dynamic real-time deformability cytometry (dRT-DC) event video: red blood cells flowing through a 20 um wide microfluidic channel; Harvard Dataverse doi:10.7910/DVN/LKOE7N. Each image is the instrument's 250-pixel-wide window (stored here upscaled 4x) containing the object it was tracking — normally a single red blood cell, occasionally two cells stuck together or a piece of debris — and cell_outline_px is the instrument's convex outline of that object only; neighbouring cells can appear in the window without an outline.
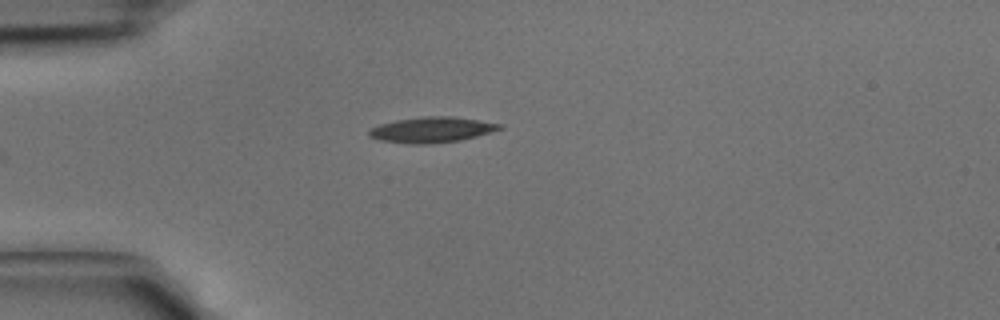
{"species": "common noctule bat (a hibernating species)", "species_latin": "Nyctalus noctula", "temperature_condition": "cold", "stored_images_in_passage": 24, "camera_frame_rate_fps": 3000, "um_per_image_px": 0.085, "animal": {"sex": "male", "body_mass_g": 15.6}, "frame": {"image": 1, "passage_image": 1, "time_ms": 0.0, "image_size_px": [1000, 320], "cell_outline_px": [[504, 128], [492, 132], [460, 140], [432, 144], [408, 144], [380, 140], [368, 136], [368, 128], [380, 124], [396, 120], [424, 116], [452, 116], [504, 124]], "centroid_in_image_um": [36.69, 11.03], "position_along_channel_um": 48.3, "area_um2": 19.65}}
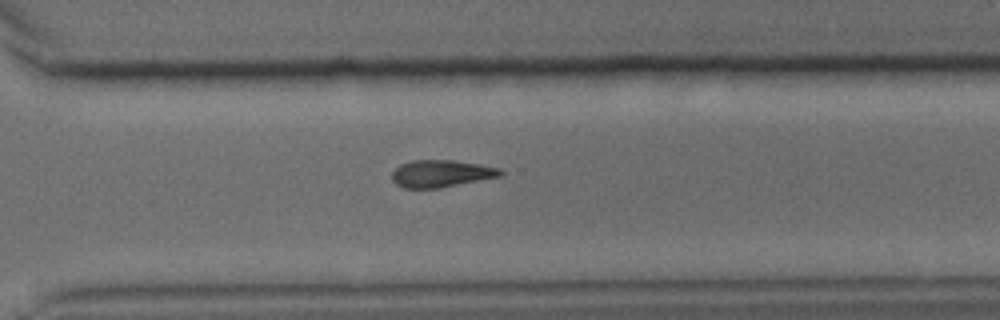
{"frame": {"image": 2, "passage_image": 20, "time_ms": 6.333, "image_size_px": [1000, 320], "cell_outline_px": [[504, 172], [500, 176], [440, 188], [404, 188], [396, 184], [392, 180], [392, 172], [400, 164], [412, 160], [452, 160], [500, 168]], "centroid_in_image_um": [37.46, 14.75], "position_along_channel_um": 333.1, "area_um2": 17.05}}
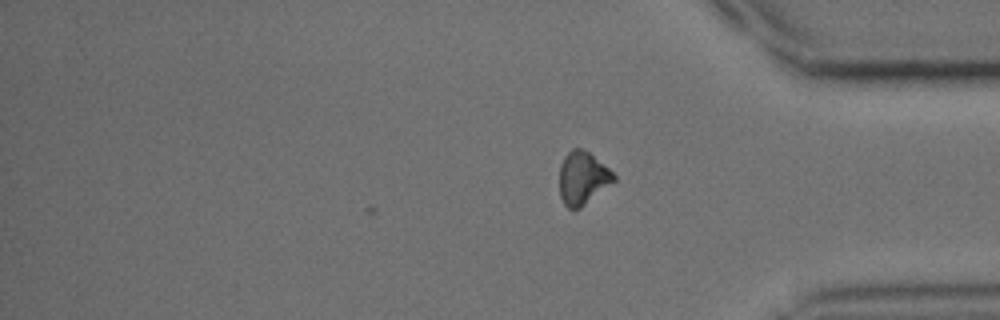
{"frame": {"image": 3, "passage_image": 24, "time_ms": 7.667, "image_size_px": [1000, 320], "cell_outline_px": [[616, 180], [580, 208], [568, 208], [564, 204], [560, 196], [560, 164], [564, 156], [572, 148], [580, 148], [588, 152], [608, 168], [616, 176]], "centroid_in_image_um": [49.51, 15.13], "position_along_channel_um": 385.7, "area_um2": 16.53}}